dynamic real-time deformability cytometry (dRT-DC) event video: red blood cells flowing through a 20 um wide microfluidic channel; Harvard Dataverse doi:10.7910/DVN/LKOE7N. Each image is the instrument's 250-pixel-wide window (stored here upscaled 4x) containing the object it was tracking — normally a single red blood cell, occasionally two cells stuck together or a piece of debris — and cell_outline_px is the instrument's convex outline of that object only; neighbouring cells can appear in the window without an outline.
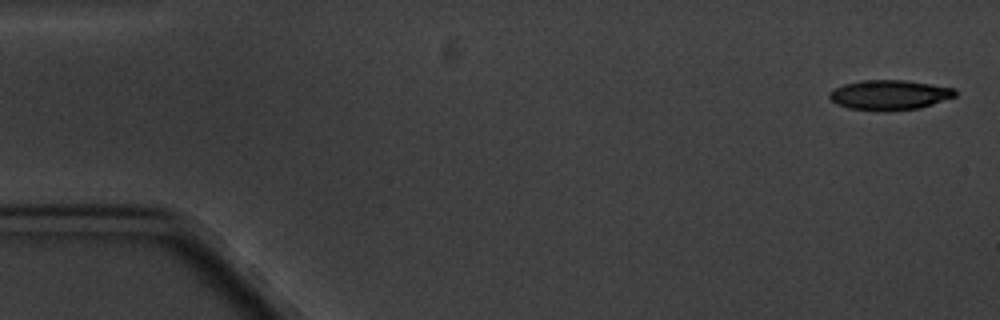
{"species": "common noctule bat (a hibernating species)", "species_latin": "Nyctalus noctula", "temperature_condition": "cold", "stored_images_in_passage": 5, "camera_frame_rate_fps": 3000, "um_per_image_px": 0.085, "animal": {"sex": "male", "body_mass_g": 20.1, "forearm_length_mm": 53.5}, "frame": {"image": 1, "passage_image": 1, "time_ms": 0.0, "image_size_px": [1000, 320], "cell_outline_px": [[956, 96], [920, 108], [884, 112], [848, 108], [836, 104], [828, 96], [828, 92], [844, 84], [860, 80], [904, 80], [932, 84], [956, 88]], "centroid_in_image_um": [75.6, 8.07], "position_along_channel_um": 9.4, "area_um2": 22.14}}
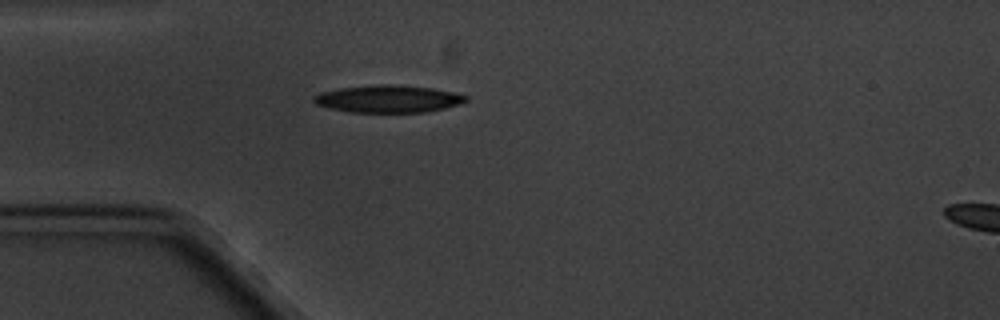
{"frame": {"image": 2, "passage_image": 5, "time_ms": 4.667, "image_size_px": [1000, 320], "cell_outline_px": [[468, 100], [460, 104], [444, 108], [424, 112], [352, 112], [328, 108], [316, 104], [312, 100], [312, 96], [320, 92], [340, 88], [372, 84], [396, 84], [432, 88], [452, 92], [468, 96]], "centroid_in_image_um": [32.97, 8.39], "position_along_channel_um": 52.0, "area_um2": 24.39}}